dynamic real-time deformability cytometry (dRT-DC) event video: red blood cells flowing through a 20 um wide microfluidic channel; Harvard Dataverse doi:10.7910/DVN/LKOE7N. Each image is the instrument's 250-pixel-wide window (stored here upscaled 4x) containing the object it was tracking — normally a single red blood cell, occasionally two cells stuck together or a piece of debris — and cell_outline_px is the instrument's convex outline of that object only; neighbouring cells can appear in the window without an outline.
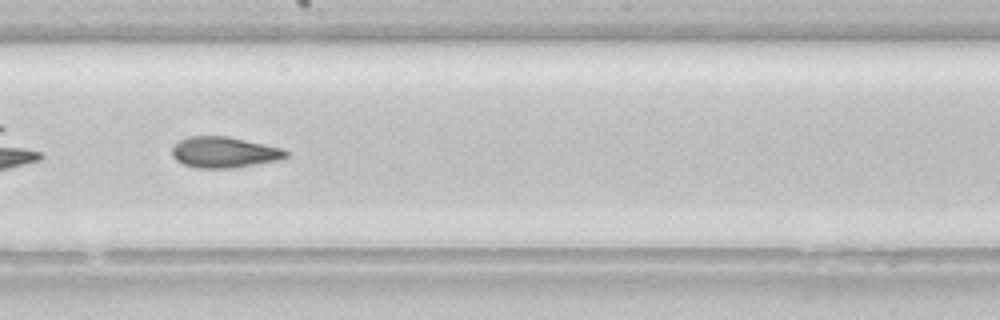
{"species": "common noctule bat (a hibernating species)", "species_latin": "Nyctalus noctula", "temperature_condition": "room temperature", "stored_images_in_passage": 36, "camera_frame_rate_fps": 3000, "um_per_image_px": 0.085, "animal": {"sex": "female", "body_mass_g": 22.7, "forearm_length_mm": 54.2}, "frame": {"image": 1, "passage_image": 16, "time_ms": 5.0, "image_size_px": [1000, 320], "cell_outline_px": [[288, 156], [284, 160], [236, 168], [196, 168], [184, 164], [176, 160], [172, 156], [172, 148], [180, 140], [188, 136], [228, 136], [264, 144], [280, 148], [288, 152]], "centroid_in_image_um": [19.09, 12.96], "position_along_channel_um": 229.1, "area_um2": 20.75}, "authors_computed_cell_mechanics": {"area_um2": 21.0681, "velocity_mm_per_s": 3.8398, "shape_relaxation_time_tau1_ms": null, "shape_relaxation_time_tau2_ms": 3.5514, "deformation_change_tau1": null, "deformation_change_tau2": 0.1177}}